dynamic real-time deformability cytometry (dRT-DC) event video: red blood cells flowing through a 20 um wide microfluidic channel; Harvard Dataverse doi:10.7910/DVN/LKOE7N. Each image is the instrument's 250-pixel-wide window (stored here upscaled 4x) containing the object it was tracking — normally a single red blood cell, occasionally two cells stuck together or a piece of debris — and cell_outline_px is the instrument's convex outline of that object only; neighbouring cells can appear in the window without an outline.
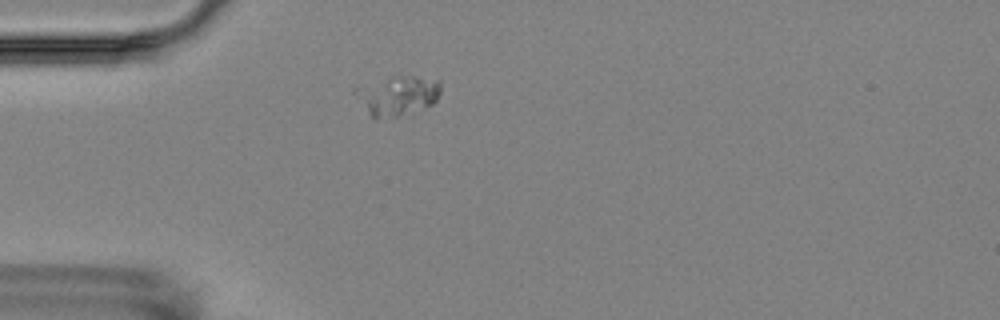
{"species": "Egyptian fruit bat (a non-hibernating species)", "species_latin": "Rousettus aegyptiacus", "temperature_condition": "room temperature", "stored_images_in_passage": 2, "camera_frame_rate_fps": 3000, "um_per_image_px": 0.085, "animal": {"sex": "female"}, "frame": {"image": 1, "passage_image": 1, "time_ms": 0.0, "image_size_px": [1000, 320], "cell_outline_px": [[440, 92], [436, 100], [432, 104], [424, 108], [396, 116], [376, 120], [368, 112], [352, 92], [352, 88], [388, 76], [416, 76], [440, 80]], "centroid_in_image_um": [33.75, 8.1], "position_along_channel_um": 51.2, "area_um2": 19.83}}